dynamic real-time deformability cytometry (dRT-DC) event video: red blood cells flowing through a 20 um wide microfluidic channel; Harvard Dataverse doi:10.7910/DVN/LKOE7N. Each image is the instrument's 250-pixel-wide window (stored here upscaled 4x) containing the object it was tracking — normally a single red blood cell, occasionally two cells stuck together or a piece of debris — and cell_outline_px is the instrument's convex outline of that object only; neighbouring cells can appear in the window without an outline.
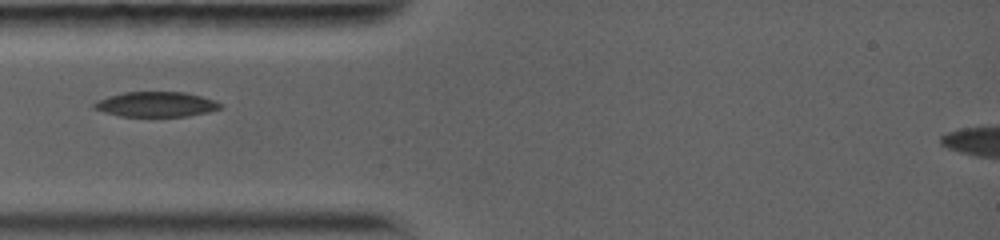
{"species": "common noctule bat (a hibernating species)", "species_latin": "Nyctalus noctula", "temperature_condition": "warm", "stored_images_in_passage": 3, "camera_frame_rate_fps": 5000, "um_per_image_px": 0.085, "animal": {"sex": "female", "body_mass_g": 19.0, "forearm_length_mm": 56.7}, "frame": {"image": 1, "passage_image": 1, "time_ms": 0.0, "image_size_px": [1000, 240], "cell_outline_px": [[224, 108], [208, 112], [188, 116], [120, 116], [104, 112], [92, 108], [92, 104], [96, 100], [108, 96], [124, 92], [184, 92], [216, 100]], "centroid_in_image_um": [13.25, 8.86], "position_along_channel_um": 71.8, "area_um2": 18.5}}
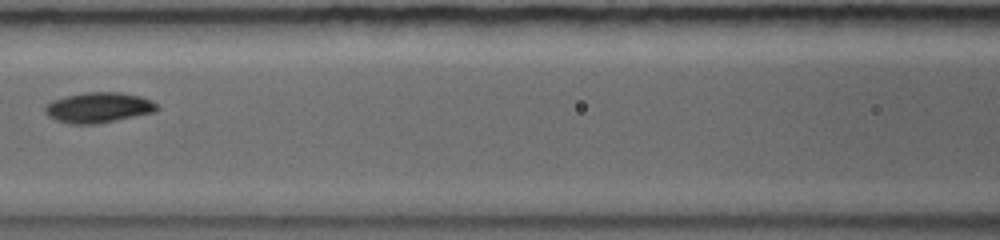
{"frame": {"image": 2, "passage_image": 3, "time_ms": 2.2, "image_size_px": [1000, 240], "cell_outline_px": [[160, 108], [156, 112], [96, 124], [72, 124], [56, 120], [48, 116], [44, 112], [44, 104], [52, 100], [64, 96], [84, 92], [120, 92], [140, 96], [152, 100]], "centroid_in_image_um": [8.35, 9.13], "position_along_channel_um": 158.2, "area_um2": 20.06}}